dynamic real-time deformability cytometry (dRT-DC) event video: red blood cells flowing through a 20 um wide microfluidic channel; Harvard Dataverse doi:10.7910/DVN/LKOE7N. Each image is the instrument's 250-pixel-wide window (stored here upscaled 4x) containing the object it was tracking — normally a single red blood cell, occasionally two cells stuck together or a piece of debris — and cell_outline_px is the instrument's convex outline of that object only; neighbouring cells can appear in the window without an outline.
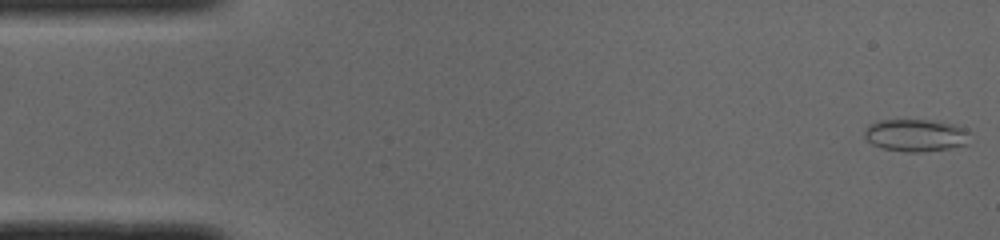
{"species": "common noctule bat (a hibernating species)", "species_latin": "Nyctalus noctula", "temperature_condition": "cold", "stored_images_in_passage": 49, "camera_frame_rate_fps": 3000, "um_per_image_px": 0.085, "animal": {"sex": "male", "body_mass_g": 19.0, "forearm_length_mm": 50.8}, "frame": {"image": 1, "passage_image": 1, "time_ms": 0.0, "image_size_px": [1000, 240], "cell_outline_px": [[972, 132], [968, 144], [948, 148], [920, 152], [908, 152], [884, 148], [872, 144], [864, 136], [864, 132], [868, 124], [880, 120], [928, 120], [956, 124]], "centroid_in_image_um": [77.88, 11.49], "position_along_channel_um": 7.1, "area_um2": 20.0}}
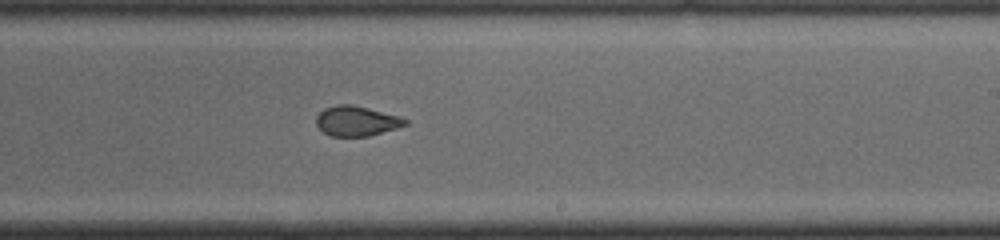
{"frame": {"image": 2, "passage_image": 29, "time_ms": 9.333, "image_size_px": [1000, 240], "cell_outline_px": [[408, 124], [396, 128], [368, 136], [332, 136], [324, 132], [316, 124], [316, 116], [324, 108], [336, 104], [352, 104], [368, 108], [396, 116], [408, 120]], "centroid_in_image_um": [30.27, 10.28], "position_along_channel_um": 258.7, "area_um2": 15.32}}
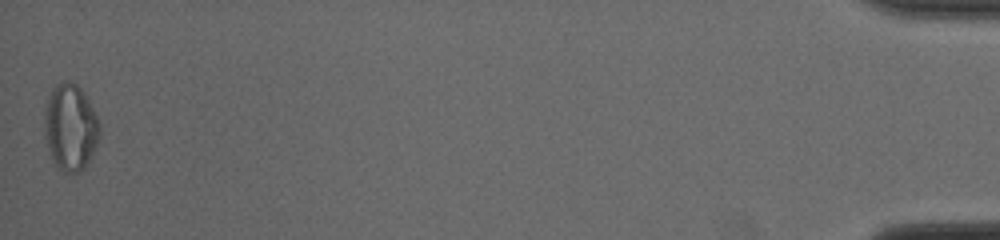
{"frame": {"image": 3, "passage_image": 49, "time_ms": 16.0, "image_size_px": [1000, 240], "cell_outline_px": [[100, 136], [92, 156], [84, 168], [80, 172], [64, 172], [56, 168], [52, 160], [44, 136], [44, 112], [52, 88], [56, 84], [64, 80], [72, 80], [80, 88], [88, 100], [100, 124]], "centroid_in_image_um": [5.97, 10.83], "position_along_channel_um": 429.2, "area_um2": 28.09}, "authors_computed_cell_mechanics": {"area_um2": 17.2244, "velocity_mm_per_s": 4.0443, "shape_relaxation_time_tau1_ms": null, "shape_relaxation_time_tau2_ms": 1.2864, "deformation_change_tau1": null, "deformation_change_tau2": 0.0601}}